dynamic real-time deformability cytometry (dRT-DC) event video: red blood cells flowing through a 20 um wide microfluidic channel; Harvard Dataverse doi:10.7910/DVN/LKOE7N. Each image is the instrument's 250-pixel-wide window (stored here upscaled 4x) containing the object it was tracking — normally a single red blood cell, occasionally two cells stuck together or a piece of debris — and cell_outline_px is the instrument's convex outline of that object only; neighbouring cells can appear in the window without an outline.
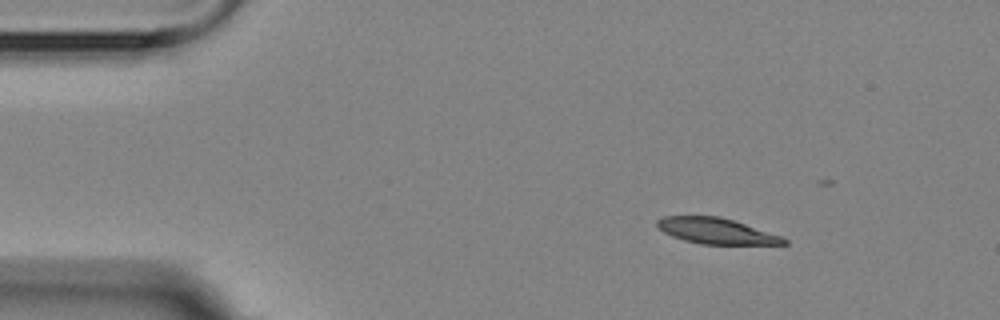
{"species": "Egyptian fruit bat (a non-hibernating species)", "species_latin": "Rousettus aegyptiacus", "temperature_condition": "room temperature", "stored_images_in_passage": 4, "camera_frame_rate_fps": 3000, "um_per_image_px": 0.085, "animal": {"sex": "female"}, "frame": {"image": 1, "passage_image": 2, "time_ms": 1.333, "image_size_px": [1000, 320], "cell_outline_px": [[788, 244], [700, 244], [684, 240], [672, 236], [664, 232], [656, 224], [656, 220], [664, 216], [720, 216], [780, 236], [788, 240]], "centroid_in_image_um": [60.84, 19.63], "position_along_channel_um": 24.2, "area_um2": 18.73}}